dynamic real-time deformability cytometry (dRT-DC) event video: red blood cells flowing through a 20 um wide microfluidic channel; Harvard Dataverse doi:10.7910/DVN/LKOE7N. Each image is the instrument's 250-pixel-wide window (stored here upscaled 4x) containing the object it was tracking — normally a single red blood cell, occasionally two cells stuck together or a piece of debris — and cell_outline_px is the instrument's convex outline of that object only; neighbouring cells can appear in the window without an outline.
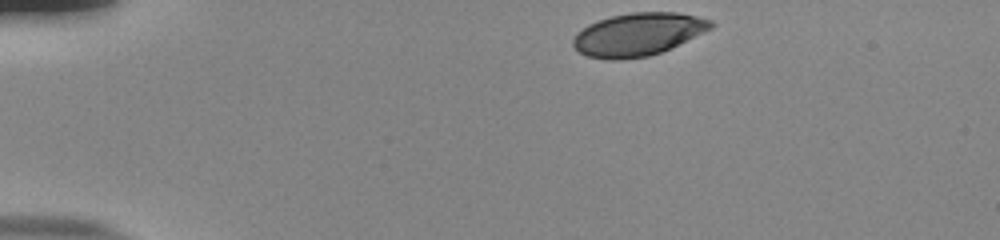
{"species": "human", "species_latin": "Homo sapiens", "temperature_condition": "room temperature", "stored_images_in_passage": 39, "camera_frame_rate_fps": 3000, "um_per_image_px": 0.085, "donor": {"sex": "male"}, "frame": {"image": 1, "passage_image": 1, "time_ms": 0.0, "image_size_px": [1000, 240], "cell_outline_px": [[716, 24], [712, 28], [660, 52], [648, 56], [620, 60], [608, 60], [588, 56], [580, 52], [572, 44], [572, 40], [576, 32], [588, 24], [612, 16], [632, 12], [680, 12], [712, 20]], "centroid_in_image_um": [54.22, 2.91], "position_along_channel_um": 30.8, "area_um2": 34.22}}
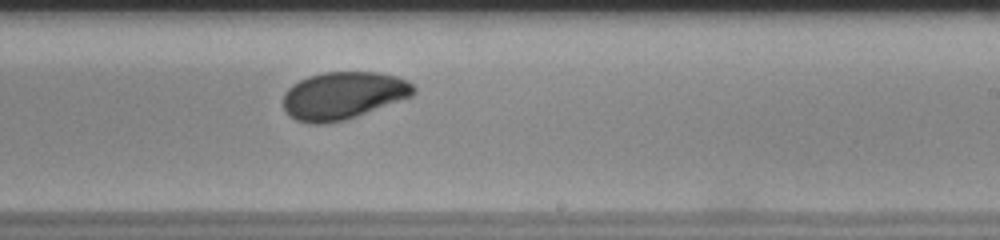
{"frame": {"image": 2, "passage_image": 25, "time_ms": 8.0, "image_size_px": [1000, 240], "cell_outline_px": [[416, 92], [412, 96], [356, 116], [344, 120], [324, 124], [312, 124], [296, 120], [284, 108], [284, 92], [292, 84], [308, 76], [324, 72], [376, 72], [396, 76], [408, 80], [416, 88]], "centroid_in_image_um": [29.18, 8.11], "position_along_channel_um": 259.8, "area_um2": 35.95}}
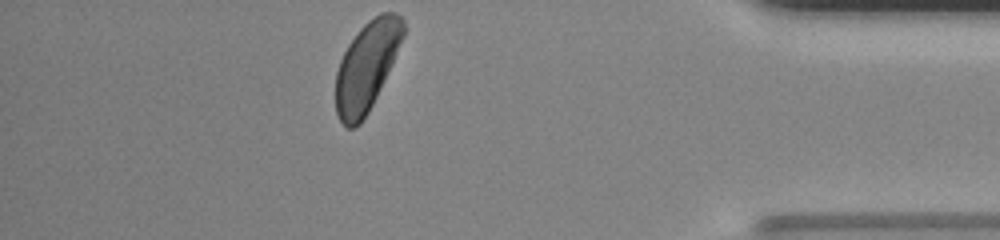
{"frame": {"image": 3, "passage_image": 39, "time_ms": 12.667, "image_size_px": [1000, 240], "cell_outline_px": [[404, 36], [392, 64], [368, 112], [360, 124], [356, 128], [348, 128], [340, 120], [336, 112], [336, 72], [340, 60], [348, 44], [360, 28], [368, 20], [380, 12], [392, 12], [400, 16], [404, 20]], "centroid_in_image_um": [31.17, 5.62], "position_along_channel_um": 404.0, "area_um2": 34.8}, "authors_computed_cell_mechanics": {"area_um2": 35.9516, "velocity_mm_per_s": 3.8055, "shape_relaxation_time_tau1_ms": 4.3784, "shape_relaxation_time_tau2_ms": 1.1018, "deformation_change_tau1": 0.141, "deformation_change_tau2": 0.0432}}